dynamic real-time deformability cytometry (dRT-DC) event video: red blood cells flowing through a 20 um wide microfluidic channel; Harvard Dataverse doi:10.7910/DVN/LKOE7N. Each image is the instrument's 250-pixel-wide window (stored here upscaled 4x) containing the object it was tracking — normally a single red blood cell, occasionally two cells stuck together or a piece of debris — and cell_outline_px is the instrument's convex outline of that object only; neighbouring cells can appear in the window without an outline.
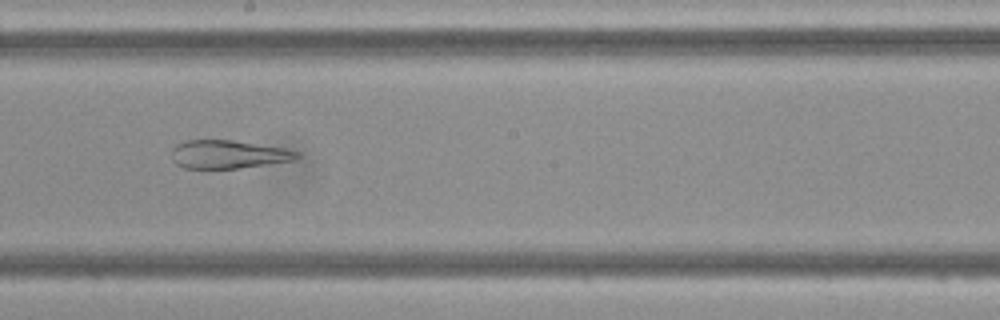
{"species": "Egyptian fruit bat (a non-hibernating species)", "species_latin": "Rousettus aegyptiacus", "temperature_condition": "cold", "stored_images_in_passage": 49, "camera_frame_rate_fps": 3000, "um_per_image_px": 0.085, "frame": {"image": 1, "passage_image": 27, "time_ms": 8.667, "image_size_px": [1000, 320], "cell_outline_px": [[300, 156], [296, 160], [240, 168], [184, 168], [176, 164], [172, 160], [172, 148], [176, 144], [184, 140], [232, 140], [284, 148], [300, 152]], "centroid_in_image_um": [19.4, 13.12], "position_along_channel_um": 228.8, "area_um2": 20.75}}
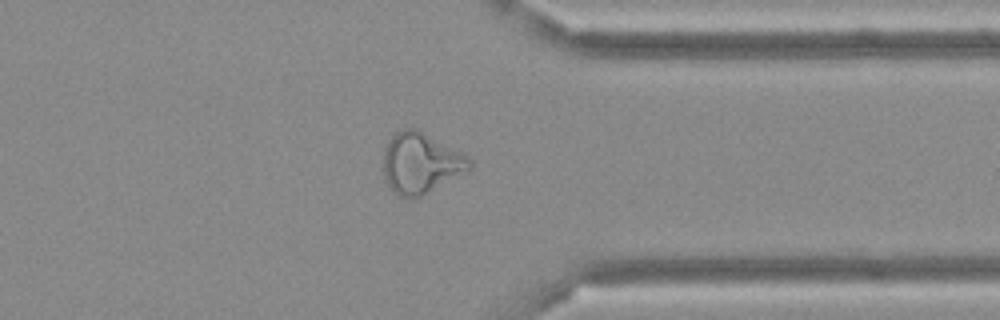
{"frame": {"image": 2, "passage_image": 38, "time_ms": 12.333, "image_size_px": [1000, 320], "cell_outline_px": [[472, 168], [468, 172], [420, 196], [408, 200], [392, 192], [384, 180], [384, 148], [392, 136], [396, 132], [404, 128], [416, 128], [468, 156], [472, 160]], "centroid_in_image_um": [35.76, 13.89], "position_along_channel_um": 375.6, "area_um2": 30.69}}
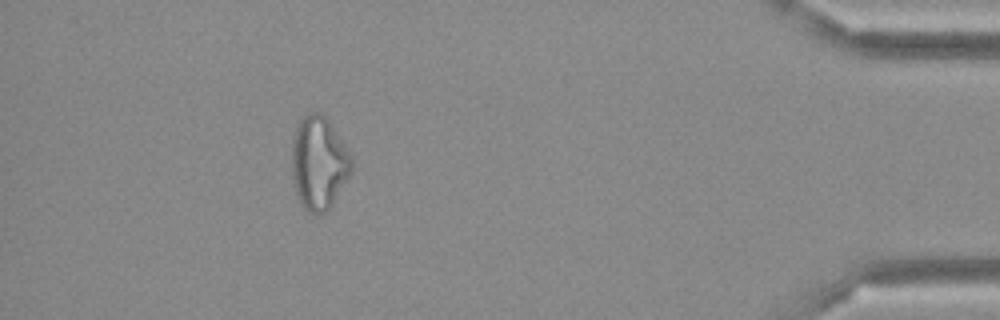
{"frame": {"image": 3, "passage_image": 44, "time_ms": 14.333, "image_size_px": [1000, 320], "cell_outline_px": [[352, 172], [332, 204], [320, 216], [316, 216], [308, 212], [300, 204], [296, 196], [292, 180], [292, 136], [300, 120], [308, 112], [320, 112], [328, 120], [352, 156]], "centroid_in_image_um": [27.08, 13.88], "position_along_channel_um": 408.1, "area_um2": 32.77}}